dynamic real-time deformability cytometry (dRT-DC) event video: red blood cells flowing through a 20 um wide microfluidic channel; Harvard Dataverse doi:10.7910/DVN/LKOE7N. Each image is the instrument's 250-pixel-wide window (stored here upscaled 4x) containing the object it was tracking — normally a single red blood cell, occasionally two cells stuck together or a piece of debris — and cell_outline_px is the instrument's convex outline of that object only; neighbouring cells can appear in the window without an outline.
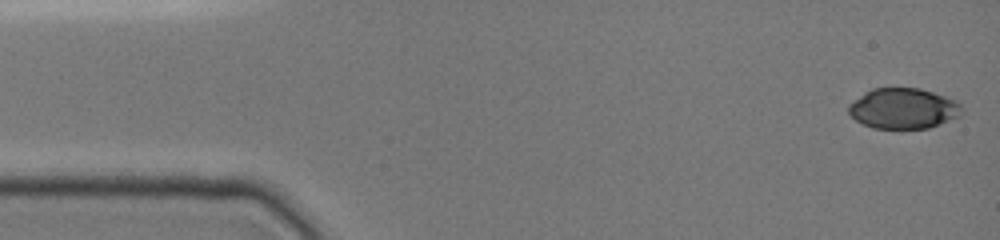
{"species": "common noctule bat (a hibernating species)", "species_latin": "Nyctalus noctula", "temperature_condition": "cold", "stored_images_in_passage": 33, "camera_frame_rate_fps": 3000, "um_per_image_px": 0.085, "animal": {"sex": "female", "body_mass_g": 19.0, "forearm_length_mm": 51.5}, "frame": {"image": 1, "passage_image": 1, "time_ms": 0.0, "image_size_px": [1000, 240], "cell_outline_px": [[960, 116], [928, 128], [872, 128], [856, 120], [848, 112], [848, 104], [864, 92], [872, 88], [920, 88], [956, 100], [960, 104]], "centroid_in_image_um": [76.75, 9.21], "position_along_channel_um": 8.3, "area_um2": 26.59}}
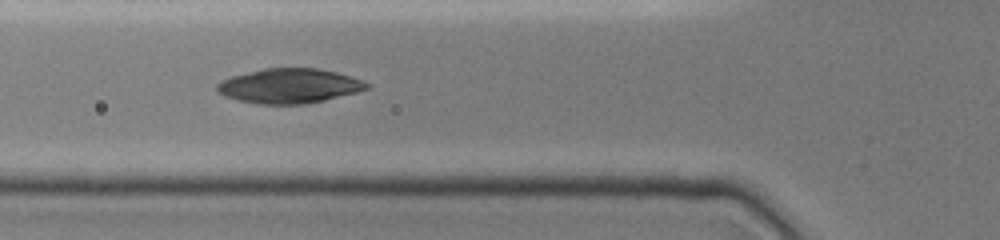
{"frame": {"image": 2, "passage_image": 12, "time_ms": 5.333, "image_size_px": [1000, 240], "cell_outline_px": [[372, 88], [324, 100], [304, 104], [260, 104], [236, 100], [220, 92], [216, 88], [216, 84], [220, 80], [232, 76], [264, 68], [320, 68], [352, 76], [364, 80], [372, 84]], "centroid_in_image_um": [24.65, 7.29], "position_along_channel_um": 101.2, "area_um2": 30.35}}
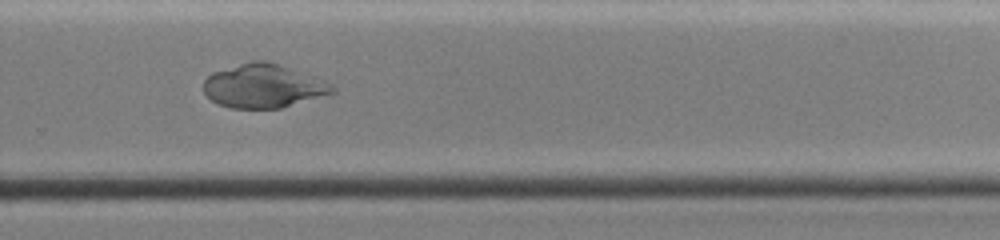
{"frame": {"image": 3, "passage_image": 23, "time_ms": 10.667, "image_size_px": [1000, 240], "cell_outline_px": [[336, 92], [280, 108], [232, 108], [220, 104], [212, 100], [204, 92], [204, 80], [212, 72], [252, 60], [268, 60], [316, 76], [332, 84], [336, 88]], "centroid_in_image_um": [22.42, 7.29], "position_along_channel_um": 307.4, "area_um2": 32.83}}